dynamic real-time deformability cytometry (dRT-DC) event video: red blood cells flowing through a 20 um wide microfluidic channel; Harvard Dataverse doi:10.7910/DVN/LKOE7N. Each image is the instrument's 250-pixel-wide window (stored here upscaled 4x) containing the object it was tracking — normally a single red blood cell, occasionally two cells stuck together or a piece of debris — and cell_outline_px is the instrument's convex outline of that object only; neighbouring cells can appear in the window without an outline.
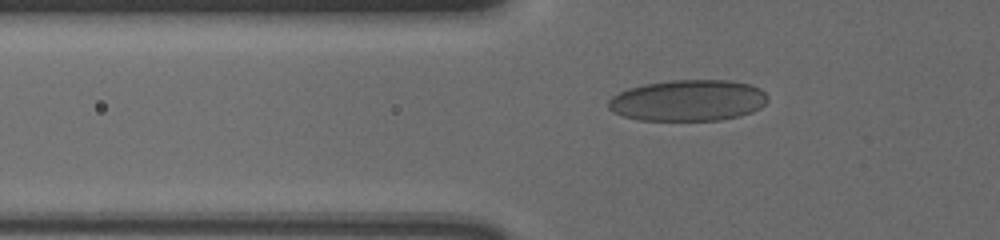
{"species": "human", "species_latin": "Homo sapiens", "temperature_condition": "cold", "stored_images_in_passage": 47, "camera_frame_rate_fps": 3000, "um_per_image_px": 0.085, "donor": {"sex": "male"}, "frame": {"image": 1, "passage_image": 10, "time_ms": 3.0, "image_size_px": [1000, 240], "cell_outline_px": [[768, 100], [760, 108], [752, 112], [740, 116], [720, 120], [640, 120], [624, 116], [612, 112], [608, 108], [608, 100], [612, 96], [628, 88], [644, 84], [672, 80], [732, 80], [748, 84], [760, 88], [768, 96]], "centroid_in_image_um": [58.49, 8.53], "position_along_channel_um": 67.3, "area_um2": 38.44}}
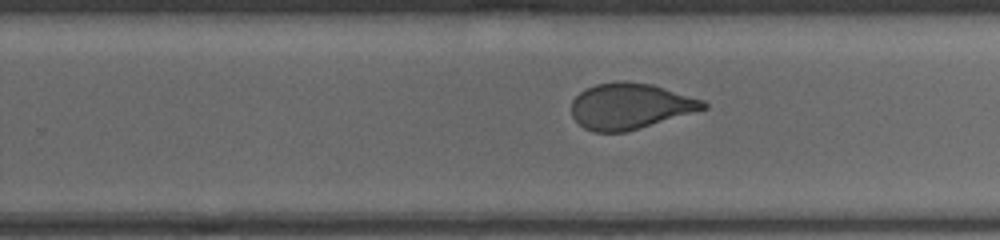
{"frame": {"image": 2, "passage_image": 28, "time_ms": 9.0, "image_size_px": [1000, 240], "cell_outline_px": [[708, 108], [624, 132], [592, 132], [584, 128], [572, 116], [572, 100], [584, 88], [596, 84], [616, 80], [624, 80], [652, 84], [704, 100], [708, 104]], "centroid_in_image_um": [53.54, 9.0], "position_along_channel_um": 276.3, "area_um2": 35.26}}
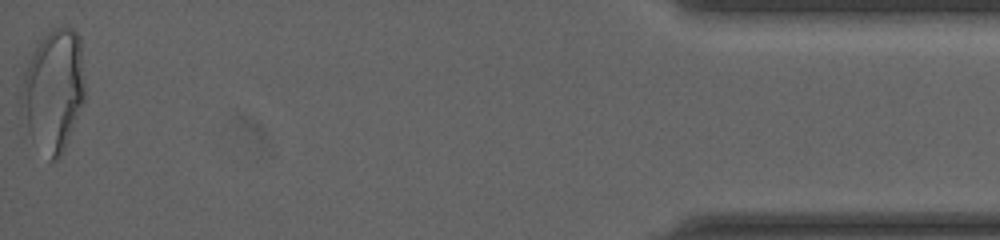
{"frame": {"image": 3, "passage_image": 47, "time_ms": 15.333, "image_size_px": [1000, 240], "cell_outline_px": [[84, 104], [64, 152], [56, 160], [48, 160], [28, 132], [20, 104], [20, 92], [24, 72], [36, 40], [52, 28], [68, 24], [80, 36], [84, 76]], "centroid_in_image_um": [4.55, 7.64], "position_along_channel_um": 430.6, "area_um2": 46.3}, "authors_computed_cell_mechanics": {"area_um2": 36.7608, "velocity_mm_per_s": 3.5909, "shape_relaxation_time_tau1_ms": null, "shape_relaxation_time_tau2_ms": 0.8531, "deformation_change_tau1": null, "deformation_change_tau2": 0.0715}}